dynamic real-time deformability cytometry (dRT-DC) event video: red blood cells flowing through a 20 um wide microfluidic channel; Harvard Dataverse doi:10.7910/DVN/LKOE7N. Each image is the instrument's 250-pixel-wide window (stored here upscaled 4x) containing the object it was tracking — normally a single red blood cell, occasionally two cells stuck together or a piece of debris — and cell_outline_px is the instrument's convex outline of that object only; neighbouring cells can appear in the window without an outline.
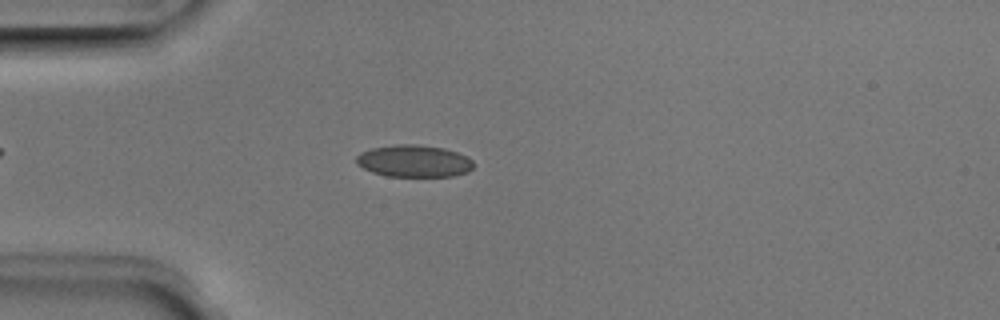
{"species": "Egyptian fruit bat (a non-hibernating species)", "species_latin": "Rousettus aegyptiacus", "temperature_condition": "room temperature", "stored_images_in_passage": 3, "camera_frame_rate_fps": 3000, "um_per_image_px": 0.085, "animal": {"sex": "male"}, "frame": {"image": 1, "passage_image": 3, "time_ms": 0.667, "image_size_px": [1000, 320], "cell_outline_px": [[472, 168], [468, 172], [452, 176], [384, 176], [372, 172], [356, 164], [356, 156], [360, 152], [372, 148], [396, 144], [416, 144], [444, 148], [468, 156], [472, 160]], "centroid_in_image_um": [35.17, 13.68], "position_along_channel_um": 49.8, "area_um2": 21.96}}